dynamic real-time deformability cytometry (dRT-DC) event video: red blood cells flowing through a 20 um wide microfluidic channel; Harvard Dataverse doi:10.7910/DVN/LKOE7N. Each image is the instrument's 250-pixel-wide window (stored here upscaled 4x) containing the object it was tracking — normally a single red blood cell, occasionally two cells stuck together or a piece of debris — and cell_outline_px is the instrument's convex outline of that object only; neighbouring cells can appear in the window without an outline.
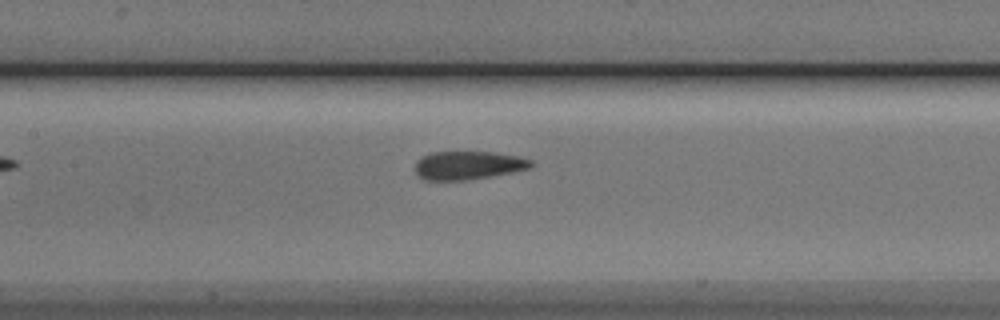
{"species": "Egyptian fruit bat (a non-hibernating species)", "species_latin": "Rousettus aegyptiacus", "temperature_condition": "cold", "stored_images_in_passage": 25, "camera_frame_rate_fps": 3000, "um_per_image_px": 0.085, "animal": {"sex": "male"}, "frame": {"image": 1, "passage_image": 10, "time_ms": 3.0, "image_size_px": [1000, 320], "cell_outline_px": [[536, 164], [532, 168], [512, 172], [468, 180], [424, 180], [416, 172], [416, 160], [432, 152], [496, 152], [520, 156], [532, 160]], "centroid_in_image_um": [39.86, 14.04], "position_along_channel_um": 167.5, "area_um2": 19.31}}
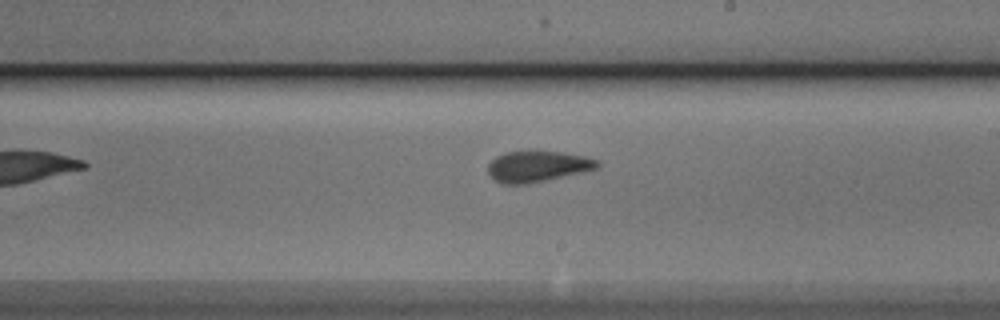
{"frame": {"image": 2, "passage_image": 16, "time_ms": 5.0, "image_size_px": [1000, 320], "cell_outline_px": [[600, 164], [596, 168], [580, 172], [528, 184], [500, 184], [488, 172], [488, 164], [496, 156], [508, 152], [564, 152], [584, 156], [600, 160]], "centroid_in_image_um": [45.68, 14.15], "position_along_channel_um": 243.3, "area_um2": 19.36}}
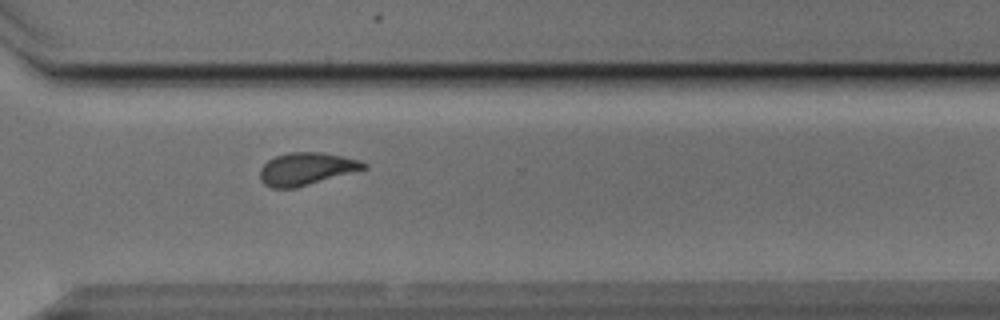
{"frame": {"image": 3, "passage_image": 24, "time_ms": 7.667, "image_size_px": [1000, 320], "cell_outline_px": [[368, 168], [296, 188], [272, 188], [264, 184], [260, 180], [260, 168], [268, 160], [276, 156], [292, 152], [320, 152], [360, 160], [368, 164]], "centroid_in_image_um": [26.03, 14.36], "position_along_channel_um": 344.6, "area_um2": 19.59}}